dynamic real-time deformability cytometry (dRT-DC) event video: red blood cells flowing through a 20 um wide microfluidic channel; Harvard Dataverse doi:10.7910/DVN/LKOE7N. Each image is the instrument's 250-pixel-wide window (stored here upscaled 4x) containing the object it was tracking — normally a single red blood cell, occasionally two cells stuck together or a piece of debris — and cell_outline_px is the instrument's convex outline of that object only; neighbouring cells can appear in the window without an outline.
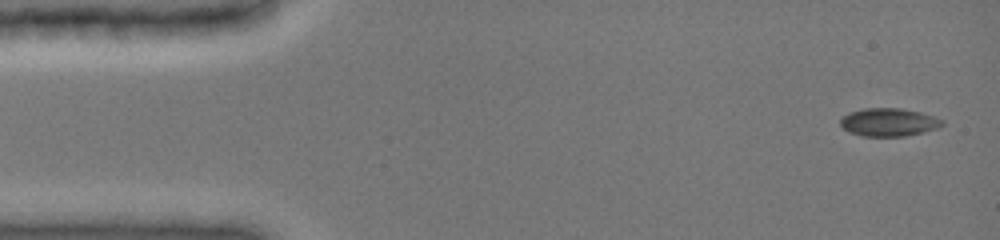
{"species": "common noctule bat (a hibernating species)", "species_latin": "Nyctalus noctula", "temperature_condition": "cold", "stored_images_in_passage": 12, "camera_frame_rate_fps": 3000, "um_per_image_px": 0.085, "animal": {"sex": "female", "body_mass_g": 19.0, "forearm_length_mm": 51.5}, "frame": {"image": 1, "passage_image": 1, "time_ms": 0.0, "image_size_px": [1000, 240], "cell_outline_px": [[944, 124], [940, 128], [924, 132], [904, 136], [864, 136], [848, 132], [840, 124], [840, 116], [848, 112], [864, 108], [900, 108], [920, 112], [944, 120]], "centroid_in_image_um": [75.53, 10.38], "position_along_channel_um": 9.5, "area_um2": 16.82}}
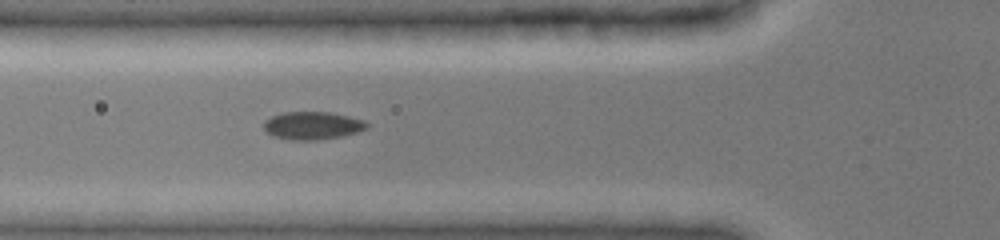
{"frame": {"image": 2, "passage_image": 9, "time_ms": 5.0, "image_size_px": [1000, 240], "cell_outline_px": [[368, 128], [356, 132], [340, 136], [316, 140], [292, 140], [272, 136], [264, 128], [264, 120], [280, 112], [328, 112], [348, 116], [364, 120], [368, 124]], "centroid_in_image_um": [26.53, 10.67], "position_along_channel_um": 99.3, "area_um2": 16.65}}
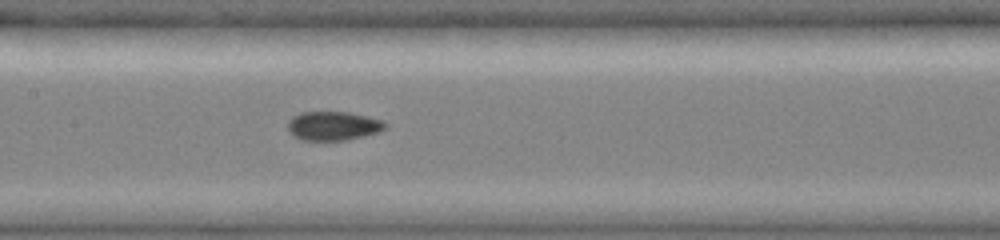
{"frame": {"image": 3, "passage_image": 12, "time_ms": 7.0, "image_size_px": [1000, 240], "cell_outline_px": [[388, 128], [364, 136], [348, 140], [304, 140], [292, 136], [288, 132], [288, 120], [292, 116], [300, 112], [348, 112], [384, 120], [388, 124]], "centroid_in_image_um": [28.32, 10.7], "position_along_channel_um": 179.1, "area_um2": 16.65}}